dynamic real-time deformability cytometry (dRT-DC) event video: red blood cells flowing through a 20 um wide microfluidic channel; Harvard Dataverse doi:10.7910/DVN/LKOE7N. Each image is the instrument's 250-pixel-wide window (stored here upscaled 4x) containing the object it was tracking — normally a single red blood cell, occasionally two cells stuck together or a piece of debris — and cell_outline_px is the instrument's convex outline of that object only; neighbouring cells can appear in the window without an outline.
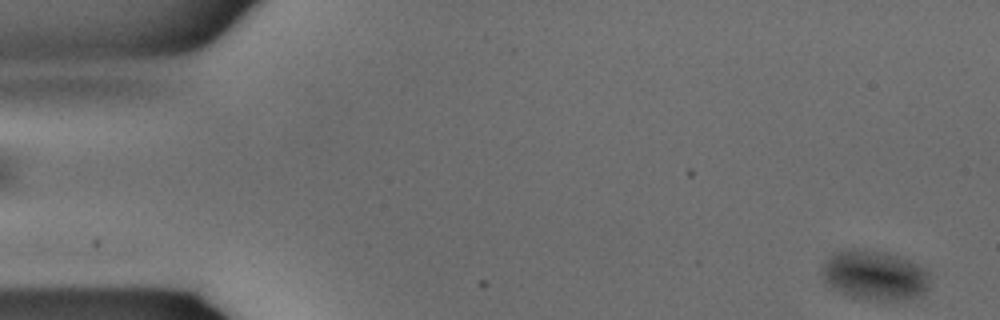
{"species": "common noctule bat (a hibernating species)", "species_latin": "Nyctalus noctula", "temperature_condition": "warm", "stored_images_in_passage": 3, "camera_frame_rate_fps": 3000, "um_per_image_px": 0.085, "animal": {"sex": "male", "body_mass_g": 15.6}, "frame": {"image": 1, "passage_image": 1, "time_ms": 0.0, "image_size_px": [1000, 320], "cell_outline_px": [[928, 288], [920, 296], [912, 300], [888, 304], [864, 300], [848, 296], [840, 292], [828, 284], [824, 280], [820, 272], [820, 268], [828, 256], [832, 252], [844, 248], [856, 248], [888, 252], [900, 256], [924, 268], [928, 272]], "centroid_in_image_um": [74.33, 23.43], "position_along_channel_um": 10.7, "area_um2": 32.66}}